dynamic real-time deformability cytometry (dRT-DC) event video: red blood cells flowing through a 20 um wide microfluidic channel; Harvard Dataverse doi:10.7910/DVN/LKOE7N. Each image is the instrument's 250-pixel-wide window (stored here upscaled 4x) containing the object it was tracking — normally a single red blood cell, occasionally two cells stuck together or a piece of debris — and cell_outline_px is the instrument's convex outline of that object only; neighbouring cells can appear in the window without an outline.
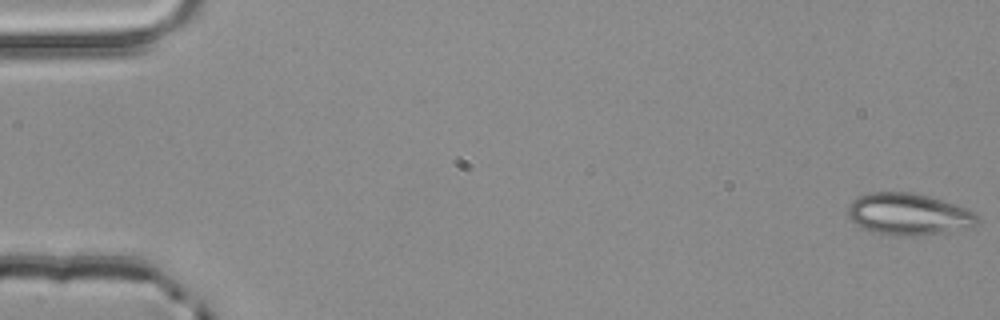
{"species": "common noctule bat (a hibernating species)", "species_latin": "Nyctalus noctula", "temperature_condition": "room temperature", "stored_images_in_passage": 3, "camera_frame_rate_fps": 3000, "um_per_image_px": 0.085, "animal": {"sex": "male", "body_mass_g": 20.4}, "frame": {"image": 1, "passage_image": 1, "time_ms": 0.0, "image_size_px": [1000, 320], "cell_outline_px": [[980, 220], [976, 224], [968, 228], [948, 232], [872, 232], [856, 224], [848, 216], [848, 204], [852, 200], [860, 196], [872, 192], [912, 192], [928, 196], [956, 204], [968, 208], [980, 216]], "centroid_in_image_um": [77.27, 18.14], "position_along_channel_um": 7.7, "area_um2": 30.46}}